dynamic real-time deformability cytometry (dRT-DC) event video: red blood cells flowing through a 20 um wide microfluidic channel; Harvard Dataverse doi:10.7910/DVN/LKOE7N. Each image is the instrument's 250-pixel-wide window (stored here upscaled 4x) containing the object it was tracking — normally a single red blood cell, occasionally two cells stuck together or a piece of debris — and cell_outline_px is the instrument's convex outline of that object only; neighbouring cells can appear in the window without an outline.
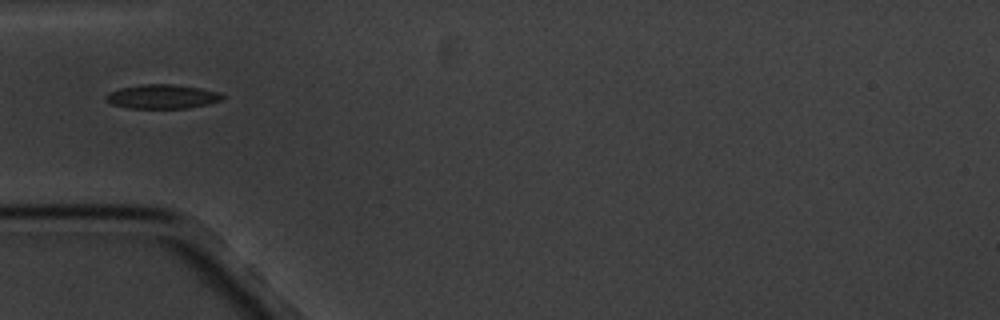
{"species": "common noctule bat (a hibernating species)", "species_latin": "Nyctalus noctula", "temperature_condition": "cold", "stored_images_in_passage": 8, "camera_frame_rate_fps": 3000, "um_per_image_px": 0.085, "animal": {"sex": "male", "body_mass_g": 20.1, "forearm_length_mm": 53.5}, "frame": {"image": 1, "passage_image": 6, "time_ms": 6.0, "image_size_px": [1000, 320], "cell_outline_px": [[224, 96], [220, 100], [208, 104], [188, 108], [128, 108], [112, 104], [104, 100], [104, 96], [108, 92], [120, 88], [140, 84], [176, 84], [200, 88], [220, 92]], "centroid_in_image_um": [13.75, 8.2], "position_along_channel_um": 71.3, "area_um2": 16.53}}
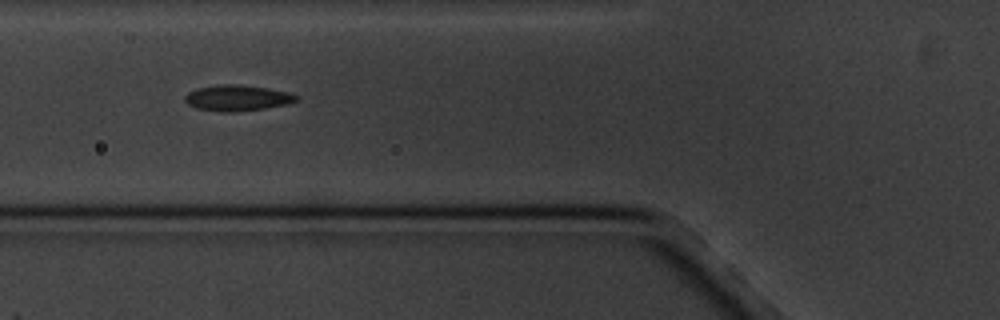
{"frame": {"image": 2, "passage_image": 7, "time_ms": 7.0, "image_size_px": [1000, 320], "cell_outline_px": [[300, 100], [288, 104], [264, 108], [236, 112], [220, 112], [196, 108], [188, 104], [184, 100], [184, 96], [188, 92], [196, 88], [220, 84], [240, 84], [268, 88], [288, 92], [300, 96]], "centroid_in_image_um": [20.18, 8.32], "position_along_channel_um": 105.6, "area_um2": 17.05}}
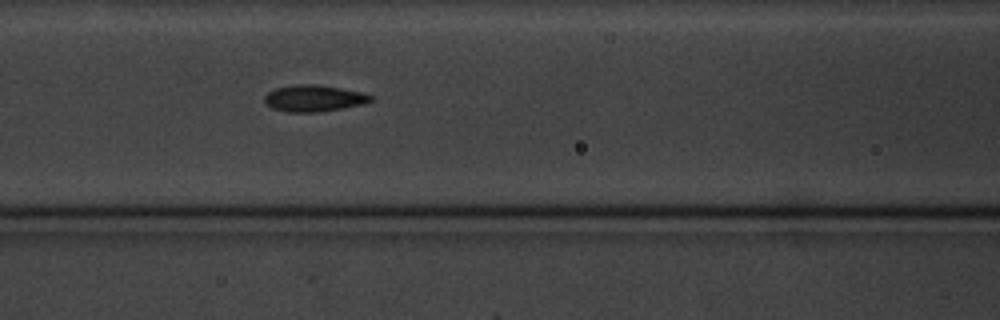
{"frame": {"image": 3, "passage_image": 8, "time_ms": 8.0, "image_size_px": [1000, 320], "cell_outline_px": [[376, 96], [372, 100], [364, 104], [344, 108], [316, 112], [288, 112], [272, 108], [264, 100], [264, 96], [268, 92], [276, 88], [292, 84], [316, 84], [364, 92]], "centroid_in_image_um": [26.72, 8.34], "position_along_channel_um": 139.9, "area_um2": 16.59}}